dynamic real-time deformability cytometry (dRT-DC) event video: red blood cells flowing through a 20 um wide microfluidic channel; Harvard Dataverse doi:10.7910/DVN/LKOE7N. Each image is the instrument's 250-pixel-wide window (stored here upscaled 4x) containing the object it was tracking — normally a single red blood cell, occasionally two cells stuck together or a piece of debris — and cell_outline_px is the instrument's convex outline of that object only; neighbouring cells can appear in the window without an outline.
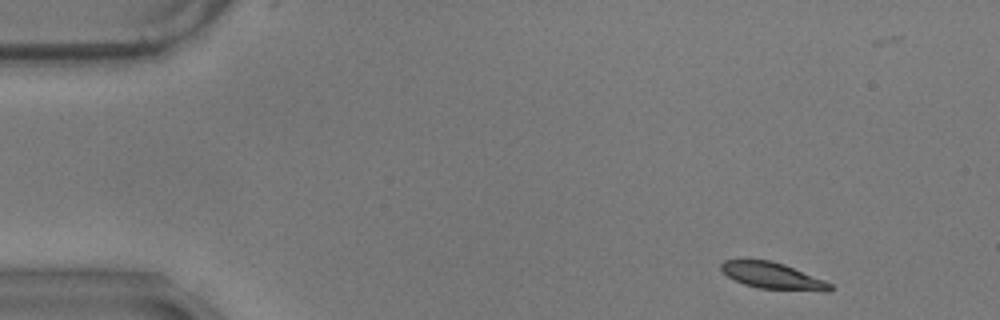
{"species": "common noctule bat (a hibernating species)", "species_latin": "Nyctalus noctula", "temperature_condition": "warm", "stored_images_in_passage": 56, "camera_frame_rate_fps": 3000, "um_per_image_px": 0.085, "animal": {"sex": "male", "body_mass_g": 17.9}, "frame": {"image": 1, "passage_image": 3, "time_ms": 0.667, "image_size_px": [1000, 320], "cell_outline_px": [[836, 288], [828, 292], [824, 292], [760, 288], [744, 284], [728, 276], [720, 268], [720, 264], [724, 260], [768, 260], [784, 264], [824, 280], [832, 284]], "centroid_in_image_um": [65.74, 23.46], "position_along_channel_um": 19.3, "area_um2": 16.76}}
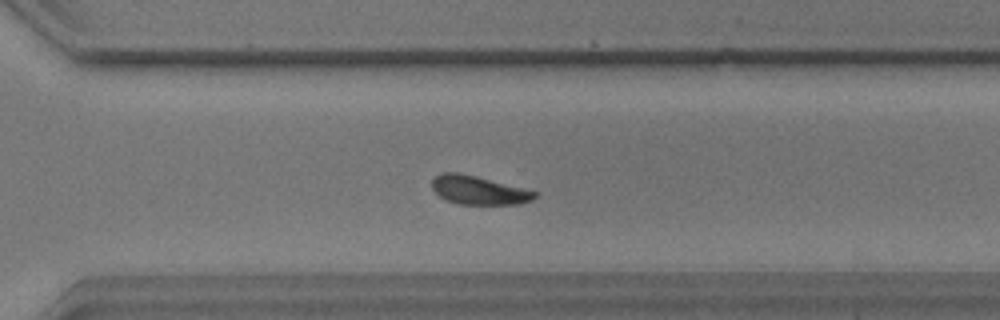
{"frame": {"image": 2, "passage_image": 38, "time_ms": 12.333, "image_size_px": [1000, 320], "cell_outline_px": [[536, 196], [532, 200], [520, 204], [456, 204], [440, 196], [432, 188], [432, 180], [436, 176], [444, 172], [460, 172], [476, 176], [536, 192]], "centroid_in_image_um": [40.65, 16.17], "position_along_channel_um": 329.9, "area_um2": 16.82}}
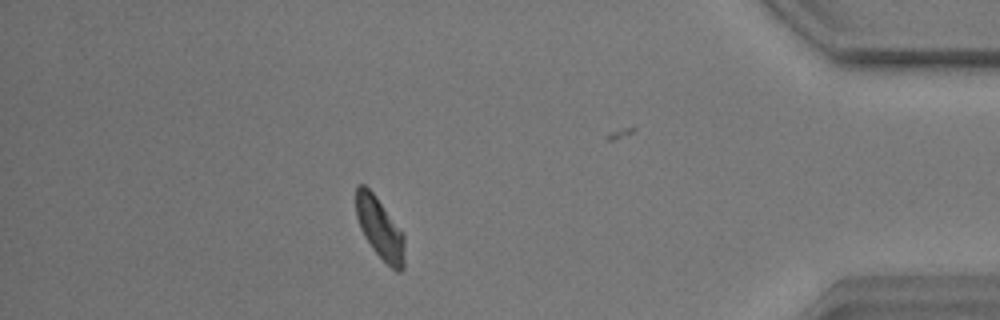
{"frame": {"image": 3, "passage_image": 48, "time_ms": 15.667, "image_size_px": [1000, 320], "cell_outline_px": [[404, 268], [400, 272], [396, 272], [372, 248], [364, 236], [360, 228], [356, 216], [356, 184], [364, 184], [376, 196], [404, 232]], "centroid_in_image_um": [32.3, 19.4], "position_along_channel_um": 402.9, "area_um2": 17.46}, "authors_computed_cell_mechanics": {"area_um2": 17.7446, "velocity_mm_per_s": 3.4536, "shape_relaxation_time_tau1_ms": 3.6096, "shape_relaxation_time_tau2_ms": null, "deformation_change_tau1": 0.1396, "deformation_change_tau2": null}}